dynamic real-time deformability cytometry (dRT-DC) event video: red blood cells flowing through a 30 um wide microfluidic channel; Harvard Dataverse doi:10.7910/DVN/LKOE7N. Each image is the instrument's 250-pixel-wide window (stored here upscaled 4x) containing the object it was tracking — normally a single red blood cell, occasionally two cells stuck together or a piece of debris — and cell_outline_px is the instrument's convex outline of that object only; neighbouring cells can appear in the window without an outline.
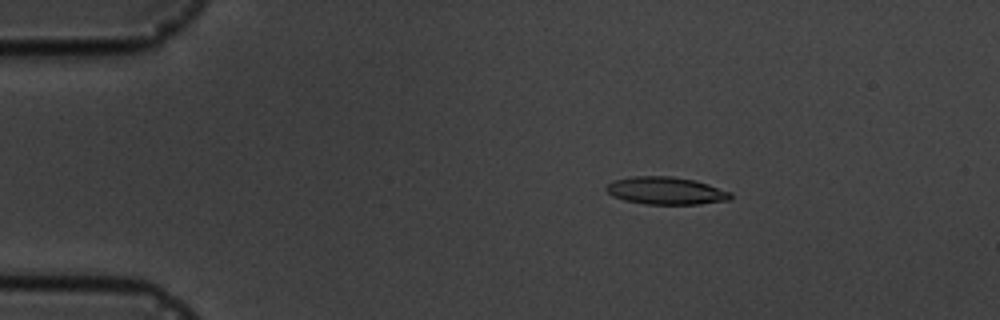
{"species": "common noctule bat (a hibernating species)", "species_latin": "Nyctalus noctula", "temperature_condition": "cold", "stored_images_in_passage": 4, "camera_frame_rate_fps": 3000, "um_per_image_px": 0.085, "animal": {"sex": "male", "body_mass_g": 19.5, "forearm_length_mm": 54.6}, "frame": {"image": 1, "passage_image": 2, "time_ms": 1.333, "image_size_px": [1000, 320], "cell_outline_px": [[732, 196], [728, 200], [700, 204], [644, 204], [624, 200], [612, 196], [604, 188], [608, 184], [616, 180], [632, 176], [672, 176], [692, 180], [708, 184], [732, 192]], "centroid_in_image_um": [56.6, 16.21], "position_along_channel_um": 28.4, "area_um2": 19.88}}